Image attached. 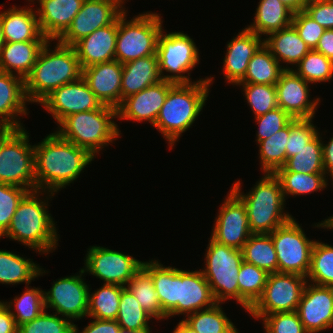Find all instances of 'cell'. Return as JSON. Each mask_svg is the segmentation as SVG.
<instances>
[{"label":"cell","mask_w":333,"mask_h":333,"mask_svg":"<svg viewBox=\"0 0 333 333\" xmlns=\"http://www.w3.org/2000/svg\"><path fill=\"white\" fill-rule=\"evenodd\" d=\"M1 22L4 42L48 40L40 29L36 9L33 7L19 8L14 5L1 11Z\"/></svg>","instance_id":"4316f807"},{"label":"cell","mask_w":333,"mask_h":333,"mask_svg":"<svg viewBox=\"0 0 333 333\" xmlns=\"http://www.w3.org/2000/svg\"><path fill=\"white\" fill-rule=\"evenodd\" d=\"M293 70L306 82H329L333 78V61L311 49Z\"/></svg>","instance_id":"bcb514c9"},{"label":"cell","mask_w":333,"mask_h":333,"mask_svg":"<svg viewBox=\"0 0 333 333\" xmlns=\"http://www.w3.org/2000/svg\"><path fill=\"white\" fill-rule=\"evenodd\" d=\"M39 104L52 115L57 124L69 115L100 109L103 106L82 77L55 89Z\"/></svg>","instance_id":"e0dca14e"},{"label":"cell","mask_w":333,"mask_h":333,"mask_svg":"<svg viewBox=\"0 0 333 333\" xmlns=\"http://www.w3.org/2000/svg\"><path fill=\"white\" fill-rule=\"evenodd\" d=\"M47 40L4 42L0 49V71L25 79Z\"/></svg>","instance_id":"83f0119b"},{"label":"cell","mask_w":333,"mask_h":333,"mask_svg":"<svg viewBox=\"0 0 333 333\" xmlns=\"http://www.w3.org/2000/svg\"><path fill=\"white\" fill-rule=\"evenodd\" d=\"M173 333H198L190 327L183 319L174 328Z\"/></svg>","instance_id":"be15d7a7"},{"label":"cell","mask_w":333,"mask_h":333,"mask_svg":"<svg viewBox=\"0 0 333 333\" xmlns=\"http://www.w3.org/2000/svg\"><path fill=\"white\" fill-rule=\"evenodd\" d=\"M309 84L294 70L285 69L275 85L278 107L293 119H314L320 98L309 99Z\"/></svg>","instance_id":"ac0fdd59"},{"label":"cell","mask_w":333,"mask_h":333,"mask_svg":"<svg viewBox=\"0 0 333 333\" xmlns=\"http://www.w3.org/2000/svg\"><path fill=\"white\" fill-rule=\"evenodd\" d=\"M314 1H323V0H305V3L314 2Z\"/></svg>","instance_id":"a7ac6f4b"},{"label":"cell","mask_w":333,"mask_h":333,"mask_svg":"<svg viewBox=\"0 0 333 333\" xmlns=\"http://www.w3.org/2000/svg\"><path fill=\"white\" fill-rule=\"evenodd\" d=\"M25 287L22 295L15 296L10 302L2 301L14 317L17 326L30 322L45 310L44 290L29 285Z\"/></svg>","instance_id":"b9f144b4"},{"label":"cell","mask_w":333,"mask_h":333,"mask_svg":"<svg viewBox=\"0 0 333 333\" xmlns=\"http://www.w3.org/2000/svg\"><path fill=\"white\" fill-rule=\"evenodd\" d=\"M0 333H18V326L9 309L0 301Z\"/></svg>","instance_id":"6f0895ef"},{"label":"cell","mask_w":333,"mask_h":333,"mask_svg":"<svg viewBox=\"0 0 333 333\" xmlns=\"http://www.w3.org/2000/svg\"><path fill=\"white\" fill-rule=\"evenodd\" d=\"M46 194H49V197L40 199L39 195ZM54 194L56 193L42 190L29 191L22 198L10 226L1 237L21 242L39 254L47 255L54 251L58 246L59 237L54 218L48 211V200L53 198Z\"/></svg>","instance_id":"7a4b0ae2"},{"label":"cell","mask_w":333,"mask_h":333,"mask_svg":"<svg viewBox=\"0 0 333 333\" xmlns=\"http://www.w3.org/2000/svg\"><path fill=\"white\" fill-rule=\"evenodd\" d=\"M172 82L160 80L144 90L125 98L117 108L119 120L148 121L151 126L155 124L161 107L167 97Z\"/></svg>","instance_id":"ffe728a7"},{"label":"cell","mask_w":333,"mask_h":333,"mask_svg":"<svg viewBox=\"0 0 333 333\" xmlns=\"http://www.w3.org/2000/svg\"><path fill=\"white\" fill-rule=\"evenodd\" d=\"M123 65L117 60L99 63L82 69V78L103 105H121Z\"/></svg>","instance_id":"603a6c76"},{"label":"cell","mask_w":333,"mask_h":333,"mask_svg":"<svg viewBox=\"0 0 333 333\" xmlns=\"http://www.w3.org/2000/svg\"><path fill=\"white\" fill-rule=\"evenodd\" d=\"M122 65L121 103L125 98L162 80L157 54L138 58Z\"/></svg>","instance_id":"f1b7e54d"},{"label":"cell","mask_w":333,"mask_h":333,"mask_svg":"<svg viewBox=\"0 0 333 333\" xmlns=\"http://www.w3.org/2000/svg\"><path fill=\"white\" fill-rule=\"evenodd\" d=\"M292 25L295 27L300 38L309 46L315 49L320 37L326 30L319 23L313 20L304 10L293 14Z\"/></svg>","instance_id":"db71d44e"},{"label":"cell","mask_w":333,"mask_h":333,"mask_svg":"<svg viewBox=\"0 0 333 333\" xmlns=\"http://www.w3.org/2000/svg\"><path fill=\"white\" fill-rule=\"evenodd\" d=\"M318 133L319 130L313 124V118L293 119L290 122V133L286 144L287 158L297 154Z\"/></svg>","instance_id":"f907efd6"},{"label":"cell","mask_w":333,"mask_h":333,"mask_svg":"<svg viewBox=\"0 0 333 333\" xmlns=\"http://www.w3.org/2000/svg\"><path fill=\"white\" fill-rule=\"evenodd\" d=\"M28 192L25 188L0 182V238L7 231L16 208Z\"/></svg>","instance_id":"681fc988"},{"label":"cell","mask_w":333,"mask_h":333,"mask_svg":"<svg viewBox=\"0 0 333 333\" xmlns=\"http://www.w3.org/2000/svg\"><path fill=\"white\" fill-rule=\"evenodd\" d=\"M84 272L96 276L104 284L124 286L142 268L143 262L120 251L90 246L84 259Z\"/></svg>","instance_id":"4fadbf2b"},{"label":"cell","mask_w":333,"mask_h":333,"mask_svg":"<svg viewBox=\"0 0 333 333\" xmlns=\"http://www.w3.org/2000/svg\"><path fill=\"white\" fill-rule=\"evenodd\" d=\"M117 32L118 19L112 24L95 30L73 46L82 69L115 60Z\"/></svg>","instance_id":"d4e9b609"},{"label":"cell","mask_w":333,"mask_h":333,"mask_svg":"<svg viewBox=\"0 0 333 333\" xmlns=\"http://www.w3.org/2000/svg\"><path fill=\"white\" fill-rule=\"evenodd\" d=\"M265 333H307L297 311L277 312L262 318Z\"/></svg>","instance_id":"816d5d0a"},{"label":"cell","mask_w":333,"mask_h":333,"mask_svg":"<svg viewBox=\"0 0 333 333\" xmlns=\"http://www.w3.org/2000/svg\"><path fill=\"white\" fill-rule=\"evenodd\" d=\"M294 12L279 0H260L251 25L246 29L257 35H268L292 24Z\"/></svg>","instance_id":"1f68e13d"},{"label":"cell","mask_w":333,"mask_h":333,"mask_svg":"<svg viewBox=\"0 0 333 333\" xmlns=\"http://www.w3.org/2000/svg\"><path fill=\"white\" fill-rule=\"evenodd\" d=\"M4 43L3 34H2V22H1V12H0V49Z\"/></svg>","instance_id":"03108f58"},{"label":"cell","mask_w":333,"mask_h":333,"mask_svg":"<svg viewBox=\"0 0 333 333\" xmlns=\"http://www.w3.org/2000/svg\"><path fill=\"white\" fill-rule=\"evenodd\" d=\"M241 251L243 261L268 274L278 272L277 254L270 234H251Z\"/></svg>","instance_id":"e575fe53"},{"label":"cell","mask_w":333,"mask_h":333,"mask_svg":"<svg viewBox=\"0 0 333 333\" xmlns=\"http://www.w3.org/2000/svg\"><path fill=\"white\" fill-rule=\"evenodd\" d=\"M242 86L245 100L254 118L266 114L278 107L275 85L255 84V83H237Z\"/></svg>","instance_id":"7dc6e473"},{"label":"cell","mask_w":333,"mask_h":333,"mask_svg":"<svg viewBox=\"0 0 333 333\" xmlns=\"http://www.w3.org/2000/svg\"><path fill=\"white\" fill-rule=\"evenodd\" d=\"M153 317L139 304L133 293L124 287L121 291L119 310L116 321L122 330L150 331V320Z\"/></svg>","instance_id":"ab89813d"},{"label":"cell","mask_w":333,"mask_h":333,"mask_svg":"<svg viewBox=\"0 0 333 333\" xmlns=\"http://www.w3.org/2000/svg\"><path fill=\"white\" fill-rule=\"evenodd\" d=\"M205 253L202 273L207 280L217 303L235 299L239 303V285L237 282L240 265L243 262L242 251L222 245L211 238Z\"/></svg>","instance_id":"ba28073f"},{"label":"cell","mask_w":333,"mask_h":333,"mask_svg":"<svg viewBox=\"0 0 333 333\" xmlns=\"http://www.w3.org/2000/svg\"><path fill=\"white\" fill-rule=\"evenodd\" d=\"M304 11L326 30L333 29V0L309 2Z\"/></svg>","instance_id":"11a10c76"},{"label":"cell","mask_w":333,"mask_h":333,"mask_svg":"<svg viewBox=\"0 0 333 333\" xmlns=\"http://www.w3.org/2000/svg\"><path fill=\"white\" fill-rule=\"evenodd\" d=\"M93 319L79 332L78 326L74 324V333H121V327L116 320Z\"/></svg>","instance_id":"9f6ffc18"},{"label":"cell","mask_w":333,"mask_h":333,"mask_svg":"<svg viewBox=\"0 0 333 333\" xmlns=\"http://www.w3.org/2000/svg\"><path fill=\"white\" fill-rule=\"evenodd\" d=\"M322 141V155H323V166L325 175L328 178L330 176L333 184V137L330 138L328 144H324ZM328 174V175H327Z\"/></svg>","instance_id":"91938a15"},{"label":"cell","mask_w":333,"mask_h":333,"mask_svg":"<svg viewBox=\"0 0 333 333\" xmlns=\"http://www.w3.org/2000/svg\"><path fill=\"white\" fill-rule=\"evenodd\" d=\"M269 36V37H268ZM264 45L281 64L296 66L311 50L300 38L295 27L291 24L279 31L272 32L264 38Z\"/></svg>","instance_id":"f546056e"},{"label":"cell","mask_w":333,"mask_h":333,"mask_svg":"<svg viewBox=\"0 0 333 333\" xmlns=\"http://www.w3.org/2000/svg\"><path fill=\"white\" fill-rule=\"evenodd\" d=\"M142 267L151 275L158 301L167 316L178 304V268L163 266L156 259L143 262Z\"/></svg>","instance_id":"4dcf8cb0"},{"label":"cell","mask_w":333,"mask_h":333,"mask_svg":"<svg viewBox=\"0 0 333 333\" xmlns=\"http://www.w3.org/2000/svg\"><path fill=\"white\" fill-rule=\"evenodd\" d=\"M37 3L40 4L36 7L40 29L52 42L67 31L84 0H37Z\"/></svg>","instance_id":"cb8c5ba5"},{"label":"cell","mask_w":333,"mask_h":333,"mask_svg":"<svg viewBox=\"0 0 333 333\" xmlns=\"http://www.w3.org/2000/svg\"><path fill=\"white\" fill-rule=\"evenodd\" d=\"M295 218L270 233L278 261V272L307 277L315 240L309 239Z\"/></svg>","instance_id":"8fae6325"},{"label":"cell","mask_w":333,"mask_h":333,"mask_svg":"<svg viewBox=\"0 0 333 333\" xmlns=\"http://www.w3.org/2000/svg\"><path fill=\"white\" fill-rule=\"evenodd\" d=\"M306 283L307 278L299 274H269L262 296L247 313L261 320L273 313L297 311Z\"/></svg>","instance_id":"7c38bea8"},{"label":"cell","mask_w":333,"mask_h":333,"mask_svg":"<svg viewBox=\"0 0 333 333\" xmlns=\"http://www.w3.org/2000/svg\"><path fill=\"white\" fill-rule=\"evenodd\" d=\"M116 118L118 120L117 109L103 105L100 109L65 117L58 124L56 132L95 157L105 146L119 138L121 131L114 122Z\"/></svg>","instance_id":"8992f818"},{"label":"cell","mask_w":333,"mask_h":333,"mask_svg":"<svg viewBox=\"0 0 333 333\" xmlns=\"http://www.w3.org/2000/svg\"><path fill=\"white\" fill-rule=\"evenodd\" d=\"M314 50L322 53L328 59L333 61V29H327L324 31Z\"/></svg>","instance_id":"680465c9"},{"label":"cell","mask_w":333,"mask_h":333,"mask_svg":"<svg viewBox=\"0 0 333 333\" xmlns=\"http://www.w3.org/2000/svg\"><path fill=\"white\" fill-rule=\"evenodd\" d=\"M27 103L29 104L24 79L0 71V124H7L16 129L24 128L19 120L21 115H28Z\"/></svg>","instance_id":"484cf974"},{"label":"cell","mask_w":333,"mask_h":333,"mask_svg":"<svg viewBox=\"0 0 333 333\" xmlns=\"http://www.w3.org/2000/svg\"><path fill=\"white\" fill-rule=\"evenodd\" d=\"M275 176L281 183L283 196L286 200L287 196L311 194L322 191L328 186V178L325 173L307 174L304 172H291L288 170H277Z\"/></svg>","instance_id":"8d00e7d4"},{"label":"cell","mask_w":333,"mask_h":333,"mask_svg":"<svg viewBox=\"0 0 333 333\" xmlns=\"http://www.w3.org/2000/svg\"><path fill=\"white\" fill-rule=\"evenodd\" d=\"M217 302L201 269L187 271L178 268V304L167 315L175 317L213 307Z\"/></svg>","instance_id":"44dd1931"},{"label":"cell","mask_w":333,"mask_h":333,"mask_svg":"<svg viewBox=\"0 0 333 333\" xmlns=\"http://www.w3.org/2000/svg\"><path fill=\"white\" fill-rule=\"evenodd\" d=\"M263 174L246 194L241 192L242 183L238 180L231 187L246 206L252 234H270L293 217L284 212L286 201L279 179L275 174Z\"/></svg>","instance_id":"5b68a950"},{"label":"cell","mask_w":333,"mask_h":333,"mask_svg":"<svg viewBox=\"0 0 333 333\" xmlns=\"http://www.w3.org/2000/svg\"><path fill=\"white\" fill-rule=\"evenodd\" d=\"M214 222L210 238L222 245L241 250L252 234L246 206L231 189Z\"/></svg>","instance_id":"2e32d148"},{"label":"cell","mask_w":333,"mask_h":333,"mask_svg":"<svg viewBox=\"0 0 333 333\" xmlns=\"http://www.w3.org/2000/svg\"><path fill=\"white\" fill-rule=\"evenodd\" d=\"M199 49L194 40L183 32L165 33L158 36L156 54L162 80L174 84L193 83L190 71L199 64ZM164 72H169L164 75ZM185 73L188 75L185 76Z\"/></svg>","instance_id":"9c48e42d"},{"label":"cell","mask_w":333,"mask_h":333,"mask_svg":"<svg viewBox=\"0 0 333 333\" xmlns=\"http://www.w3.org/2000/svg\"><path fill=\"white\" fill-rule=\"evenodd\" d=\"M46 270L30 258L22 257L19 254L0 249V283L16 285L26 283L29 285L32 280L45 275Z\"/></svg>","instance_id":"d6a6232c"},{"label":"cell","mask_w":333,"mask_h":333,"mask_svg":"<svg viewBox=\"0 0 333 333\" xmlns=\"http://www.w3.org/2000/svg\"><path fill=\"white\" fill-rule=\"evenodd\" d=\"M278 170L304 172L307 174L325 173L320 132L297 154L287 158L284 166Z\"/></svg>","instance_id":"ee69618b"},{"label":"cell","mask_w":333,"mask_h":333,"mask_svg":"<svg viewBox=\"0 0 333 333\" xmlns=\"http://www.w3.org/2000/svg\"><path fill=\"white\" fill-rule=\"evenodd\" d=\"M123 4L121 0H84L70 27L58 41L74 46L95 30L114 23L126 9Z\"/></svg>","instance_id":"9a60e30c"},{"label":"cell","mask_w":333,"mask_h":333,"mask_svg":"<svg viewBox=\"0 0 333 333\" xmlns=\"http://www.w3.org/2000/svg\"><path fill=\"white\" fill-rule=\"evenodd\" d=\"M51 40L41 48L34 67L24 79L25 94L29 103L39 104L52 91L82 77V68L73 46L58 40L54 50Z\"/></svg>","instance_id":"3957f363"},{"label":"cell","mask_w":333,"mask_h":333,"mask_svg":"<svg viewBox=\"0 0 333 333\" xmlns=\"http://www.w3.org/2000/svg\"><path fill=\"white\" fill-rule=\"evenodd\" d=\"M268 273L253 264L243 261L240 265L237 282L239 285V305L248 312L260 299L268 279Z\"/></svg>","instance_id":"d590c367"},{"label":"cell","mask_w":333,"mask_h":333,"mask_svg":"<svg viewBox=\"0 0 333 333\" xmlns=\"http://www.w3.org/2000/svg\"><path fill=\"white\" fill-rule=\"evenodd\" d=\"M317 228H324V229H332L333 230V215L325 219L324 221H321V223L314 224Z\"/></svg>","instance_id":"e7e4bbea"},{"label":"cell","mask_w":333,"mask_h":333,"mask_svg":"<svg viewBox=\"0 0 333 333\" xmlns=\"http://www.w3.org/2000/svg\"><path fill=\"white\" fill-rule=\"evenodd\" d=\"M127 10L118 18L115 60L126 62L156 54L163 27L161 14L147 11L127 20Z\"/></svg>","instance_id":"52a82bcc"},{"label":"cell","mask_w":333,"mask_h":333,"mask_svg":"<svg viewBox=\"0 0 333 333\" xmlns=\"http://www.w3.org/2000/svg\"><path fill=\"white\" fill-rule=\"evenodd\" d=\"M220 303L187 315L183 320L198 333H239Z\"/></svg>","instance_id":"f35d334b"},{"label":"cell","mask_w":333,"mask_h":333,"mask_svg":"<svg viewBox=\"0 0 333 333\" xmlns=\"http://www.w3.org/2000/svg\"><path fill=\"white\" fill-rule=\"evenodd\" d=\"M297 313L307 333L333 327V287L306 283Z\"/></svg>","instance_id":"d6986e66"},{"label":"cell","mask_w":333,"mask_h":333,"mask_svg":"<svg viewBox=\"0 0 333 333\" xmlns=\"http://www.w3.org/2000/svg\"><path fill=\"white\" fill-rule=\"evenodd\" d=\"M34 152L36 189L53 193L74 183L96 158L55 131L34 144Z\"/></svg>","instance_id":"6da1fadb"},{"label":"cell","mask_w":333,"mask_h":333,"mask_svg":"<svg viewBox=\"0 0 333 333\" xmlns=\"http://www.w3.org/2000/svg\"><path fill=\"white\" fill-rule=\"evenodd\" d=\"M123 288L124 286L103 284L94 292H89L87 317L116 320Z\"/></svg>","instance_id":"60d3db41"},{"label":"cell","mask_w":333,"mask_h":333,"mask_svg":"<svg viewBox=\"0 0 333 333\" xmlns=\"http://www.w3.org/2000/svg\"><path fill=\"white\" fill-rule=\"evenodd\" d=\"M292 120L293 118L280 107L255 117V121L258 123L257 139L255 141L258 144L260 141L269 138L286 127Z\"/></svg>","instance_id":"f5cc1de1"},{"label":"cell","mask_w":333,"mask_h":333,"mask_svg":"<svg viewBox=\"0 0 333 333\" xmlns=\"http://www.w3.org/2000/svg\"><path fill=\"white\" fill-rule=\"evenodd\" d=\"M213 78L210 76L189 84H174L169 89L153 127L166 139L171 150L206 105Z\"/></svg>","instance_id":"277c9868"},{"label":"cell","mask_w":333,"mask_h":333,"mask_svg":"<svg viewBox=\"0 0 333 333\" xmlns=\"http://www.w3.org/2000/svg\"><path fill=\"white\" fill-rule=\"evenodd\" d=\"M290 133V123L267 139L260 141L259 160L264 173L274 174L287 160L286 144Z\"/></svg>","instance_id":"74e56055"},{"label":"cell","mask_w":333,"mask_h":333,"mask_svg":"<svg viewBox=\"0 0 333 333\" xmlns=\"http://www.w3.org/2000/svg\"><path fill=\"white\" fill-rule=\"evenodd\" d=\"M28 132L16 129L0 147V182L33 191L37 190L35 152Z\"/></svg>","instance_id":"30bf717a"},{"label":"cell","mask_w":333,"mask_h":333,"mask_svg":"<svg viewBox=\"0 0 333 333\" xmlns=\"http://www.w3.org/2000/svg\"><path fill=\"white\" fill-rule=\"evenodd\" d=\"M46 309L35 319L18 326V333H74V322Z\"/></svg>","instance_id":"c3c4849f"},{"label":"cell","mask_w":333,"mask_h":333,"mask_svg":"<svg viewBox=\"0 0 333 333\" xmlns=\"http://www.w3.org/2000/svg\"><path fill=\"white\" fill-rule=\"evenodd\" d=\"M121 333H151V331H127V330H121Z\"/></svg>","instance_id":"003e7915"},{"label":"cell","mask_w":333,"mask_h":333,"mask_svg":"<svg viewBox=\"0 0 333 333\" xmlns=\"http://www.w3.org/2000/svg\"><path fill=\"white\" fill-rule=\"evenodd\" d=\"M263 44L264 38L246 28L227 43L223 59V74L225 81H228L226 83L236 85L244 78L249 61Z\"/></svg>","instance_id":"7402d4cb"},{"label":"cell","mask_w":333,"mask_h":333,"mask_svg":"<svg viewBox=\"0 0 333 333\" xmlns=\"http://www.w3.org/2000/svg\"><path fill=\"white\" fill-rule=\"evenodd\" d=\"M136 297L140 306L155 320L166 319L158 301L151 275L142 267L126 286Z\"/></svg>","instance_id":"7bdbcfd3"},{"label":"cell","mask_w":333,"mask_h":333,"mask_svg":"<svg viewBox=\"0 0 333 333\" xmlns=\"http://www.w3.org/2000/svg\"><path fill=\"white\" fill-rule=\"evenodd\" d=\"M16 130V128L7 125V124H0V147L2 146L3 142Z\"/></svg>","instance_id":"6125c7cd"},{"label":"cell","mask_w":333,"mask_h":333,"mask_svg":"<svg viewBox=\"0 0 333 333\" xmlns=\"http://www.w3.org/2000/svg\"><path fill=\"white\" fill-rule=\"evenodd\" d=\"M280 64L263 44L249 61L246 75L239 83L276 85L282 72L291 69Z\"/></svg>","instance_id":"836d02e7"},{"label":"cell","mask_w":333,"mask_h":333,"mask_svg":"<svg viewBox=\"0 0 333 333\" xmlns=\"http://www.w3.org/2000/svg\"><path fill=\"white\" fill-rule=\"evenodd\" d=\"M287 7H289L294 13L300 10H304L306 5L305 0H279Z\"/></svg>","instance_id":"94428289"},{"label":"cell","mask_w":333,"mask_h":333,"mask_svg":"<svg viewBox=\"0 0 333 333\" xmlns=\"http://www.w3.org/2000/svg\"><path fill=\"white\" fill-rule=\"evenodd\" d=\"M84 270L79 274L67 276L53 281L52 287L44 291L45 309H53V313L68 318L71 321L87 317L89 288L84 281Z\"/></svg>","instance_id":"5bb4252c"},{"label":"cell","mask_w":333,"mask_h":333,"mask_svg":"<svg viewBox=\"0 0 333 333\" xmlns=\"http://www.w3.org/2000/svg\"><path fill=\"white\" fill-rule=\"evenodd\" d=\"M306 278L311 284L333 287V246L319 240L315 241Z\"/></svg>","instance_id":"f6af8a7d"}]
</instances>
